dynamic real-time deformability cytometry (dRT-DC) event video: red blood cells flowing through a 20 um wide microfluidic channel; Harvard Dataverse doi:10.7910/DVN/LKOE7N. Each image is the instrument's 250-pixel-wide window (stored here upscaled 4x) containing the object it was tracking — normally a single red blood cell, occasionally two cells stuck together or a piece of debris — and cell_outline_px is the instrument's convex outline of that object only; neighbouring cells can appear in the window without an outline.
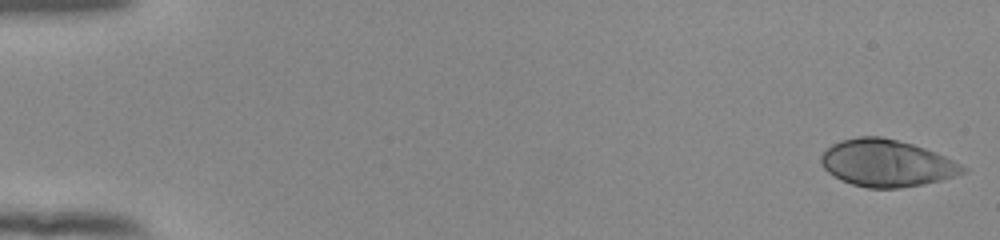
{"species": "human", "species_latin": "Homo sapiens", "temperature_condition": "room temperature", "stored_images_in_passage": 16, "camera_frame_rate_fps": 3000, "um_per_image_px": 0.085, "donor": {"sex": "female"}, "frame": {"image": 1, "passage_image": 1, "time_ms": 0.0, "image_size_px": [1000, 240], "cell_outline_px": [[968, 168], [964, 172], [940, 180], [924, 184], [900, 188], [868, 188], [852, 184], [828, 172], [824, 168], [820, 160], [820, 156], [832, 144], [840, 140], [860, 136], [880, 136], [912, 144], [936, 152]], "centroid_in_image_um": [75.35, 13.86], "position_along_channel_um": 9.7, "area_um2": 38.38}}
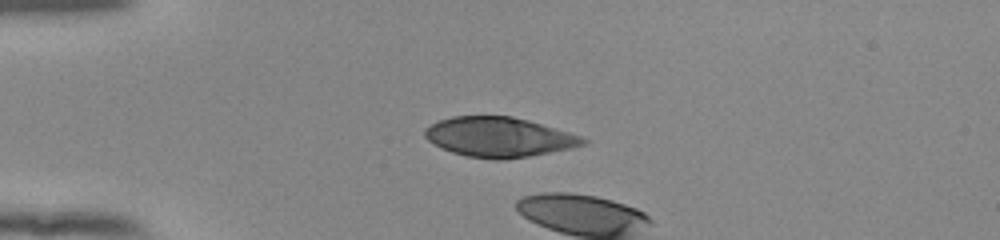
{"frame": {"image": 2, "passage_image": 14, "time_ms": 4.333, "image_size_px": [1000, 240], "cell_outline_px": [[588, 144], [572, 148], [528, 156], [504, 160], [496, 160], [468, 156], [452, 152], [428, 140], [424, 136], [424, 128], [440, 120], [452, 116], [512, 116], [528, 120], [568, 132], [580, 136], [588, 140]], "centroid_in_image_um": [42.43, 11.65], "position_along_channel_um": 42.6, "area_um2": 36.41}}